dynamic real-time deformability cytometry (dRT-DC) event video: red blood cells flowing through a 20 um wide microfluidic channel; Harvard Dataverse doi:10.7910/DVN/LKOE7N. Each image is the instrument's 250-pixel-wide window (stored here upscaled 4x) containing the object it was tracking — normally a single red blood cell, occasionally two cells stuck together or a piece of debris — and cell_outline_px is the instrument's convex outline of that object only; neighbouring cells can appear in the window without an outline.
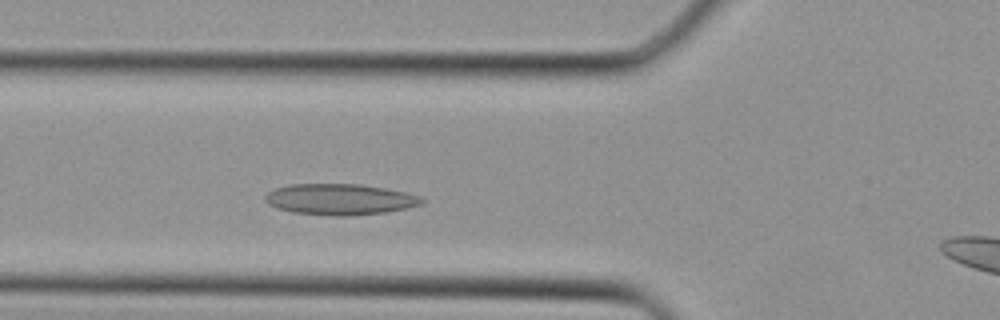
{"species": "Egyptian fruit bat (a non-hibernating species)", "species_latin": "Rousettus aegyptiacus", "temperature_condition": "cold", "stored_images_in_passage": 26, "camera_frame_rate_fps": 3000, "um_per_image_px": 0.085, "animal": {"sex": "female"}, "frame": {"image": 1, "passage_image": 7, "time_ms": 2.0, "image_size_px": [1000, 320], "cell_outline_px": [[424, 200], [420, 204], [404, 208], [384, 212], [352, 216], [332, 216], [292, 212], [276, 208], [268, 204], [264, 200], [264, 196], [268, 192], [276, 188], [288, 184], [360, 184], [384, 188], [404, 192], [420, 196]], "centroid_in_image_um": [28.82, 16.94], "position_along_channel_um": 97.0, "area_um2": 28.26}}
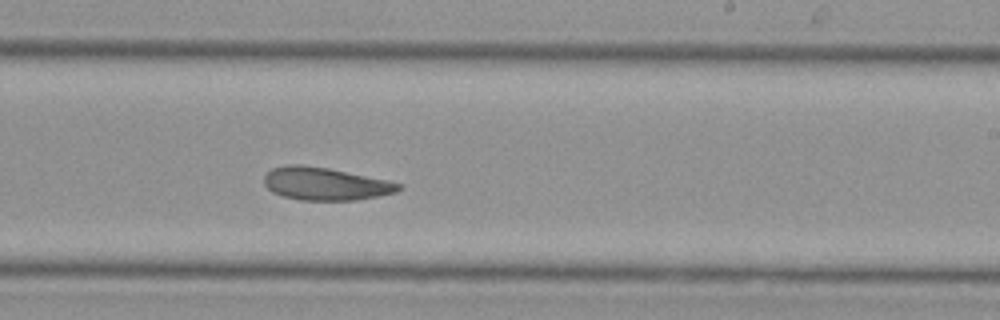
{"frame": {"image": 2, "passage_image": 16, "time_ms": 5.0, "image_size_px": [1000, 320], "cell_outline_px": [[400, 188], [396, 192], [356, 200], [300, 200], [284, 196], [272, 192], [264, 184], [264, 176], [272, 168], [292, 164], [300, 164], [328, 168], [384, 180], [400, 184]], "centroid_in_image_um": [27.58, 15.62], "position_along_channel_um": 261.4, "area_um2": 25.2}}
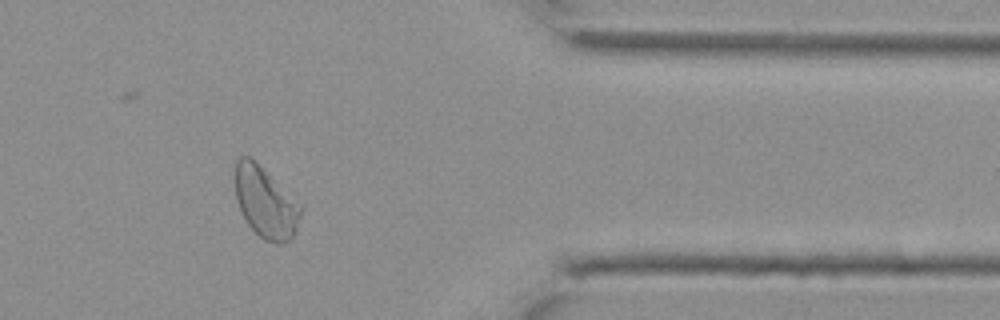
{"frame": {"image": 3, "passage_image": 24, "time_ms": 7.667, "image_size_px": [1000, 320], "cell_outline_px": [[304, 208], [292, 240], [280, 244], [276, 244], [264, 240], [248, 224], [240, 212], [236, 200], [236, 160], [240, 156], [248, 156], [300, 204]], "centroid_in_image_um": [22.58, 17.28], "position_along_channel_um": 388.8, "area_um2": 26.65}}